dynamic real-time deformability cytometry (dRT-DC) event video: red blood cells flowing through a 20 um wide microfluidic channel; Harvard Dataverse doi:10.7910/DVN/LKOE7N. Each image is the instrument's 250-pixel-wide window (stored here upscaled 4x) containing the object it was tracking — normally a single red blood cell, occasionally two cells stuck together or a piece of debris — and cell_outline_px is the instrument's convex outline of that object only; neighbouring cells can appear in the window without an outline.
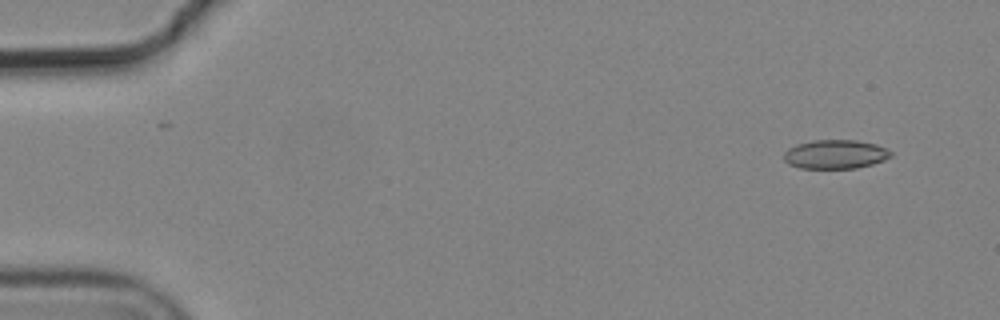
{"species": "common noctule bat (a hibernating species)", "species_latin": "Nyctalus noctula", "temperature_condition": "cold", "stored_images_in_passage": 5, "segment_of_instrument_passage": [1, 2], "camera_frame_rate_fps": 3000, "um_per_image_px": 0.085, "animal": {"sex": "male", "body_mass_g": 19.2, "forearm_length_mm": 51.8}, "frame": {"image": 1, "passage_image": 1, "time_ms": 0.0, "image_size_px": [1000, 320], "cell_outline_px": [[892, 156], [884, 160], [872, 164], [856, 168], [800, 168], [788, 164], [784, 160], [784, 152], [788, 148], [796, 144], [816, 140], [856, 140], [876, 144], [892, 152]], "centroid_in_image_um": [70.99, 13.11], "position_along_channel_um": 14.0, "area_um2": 18.03}}
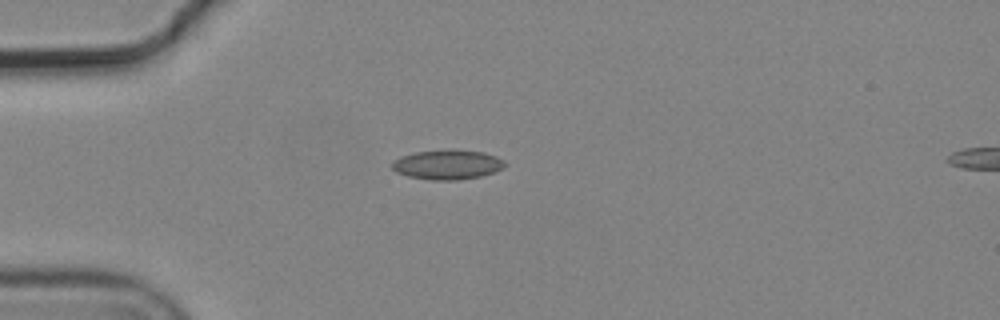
{"frame": {"image": 2, "passage_image": 4, "time_ms": 1.0, "image_size_px": [1000, 320], "cell_outline_px": [[504, 164], [500, 168], [492, 172], [480, 176], [456, 180], [432, 180], [408, 176], [396, 172], [392, 168], [392, 160], [400, 156], [416, 152], [452, 148], [484, 152], [496, 156], [504, 160]], "centroid_in_image_um": [37.98, 13.97], "position_along_channel_um": 47.0, "area_um2": 19.54}}